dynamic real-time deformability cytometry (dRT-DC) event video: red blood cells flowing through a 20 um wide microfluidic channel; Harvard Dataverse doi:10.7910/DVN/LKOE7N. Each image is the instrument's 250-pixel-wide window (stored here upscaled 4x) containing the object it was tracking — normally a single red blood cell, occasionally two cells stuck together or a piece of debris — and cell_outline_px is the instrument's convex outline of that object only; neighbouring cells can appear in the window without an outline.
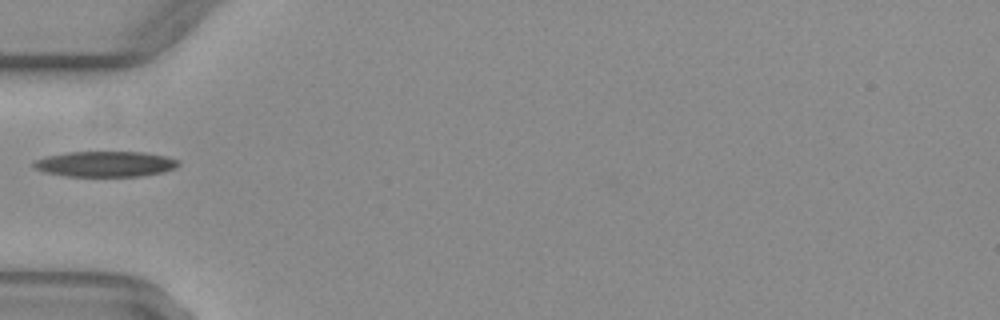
{"species": "common noctule bat (a hibernating species)", "species_latin": "Nyctalus noctula", "temperature_condition": "warm", "stored_images_in_passage": 34, "camera_frame_rate_fps": 3000, "um_per_image_px": 0.085, "animal": {"sex": "female", "body_mass_g": 29.2, "forearm_length_mm": 56.3}, "frame": {"image": 1, "passage_image": 1, "time_ms": 0.0, "image_size_px": [1000, 320], "cell_outline_px": [[180, 164], [176, 168], [164, 172], [140, 176], [64, 176], [44, 172], [36, 168], [32, 164], [36, 160], [48, 156], [68, 152], [144, 152], [168, 156], [180, 160]], "centroid_in_image_um": [9.02, 13.94], "position_along_channel_um": 76.0, "area_um2": 21.62}}
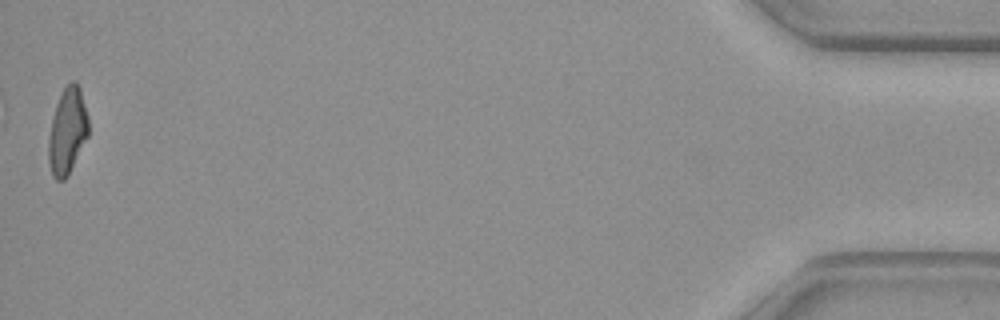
{"frame": {"image": 2, "passage_image": 34, "time_ms": 11.0, "image_size_px": [1000, 320], "cell_outline_px": [[88, 136], [68, 176], [64, 180], [56, 180], [52, 176], [48, 160], [48, 140], [52, 116], [56, 104], [64, 88], [72, 80], [76, 80], [80, 88], [88, 116]], "centroid_in_image_um": [5.72, 11.16], "position_along_channel_um": 429.5, "area_um2": 20.17}}